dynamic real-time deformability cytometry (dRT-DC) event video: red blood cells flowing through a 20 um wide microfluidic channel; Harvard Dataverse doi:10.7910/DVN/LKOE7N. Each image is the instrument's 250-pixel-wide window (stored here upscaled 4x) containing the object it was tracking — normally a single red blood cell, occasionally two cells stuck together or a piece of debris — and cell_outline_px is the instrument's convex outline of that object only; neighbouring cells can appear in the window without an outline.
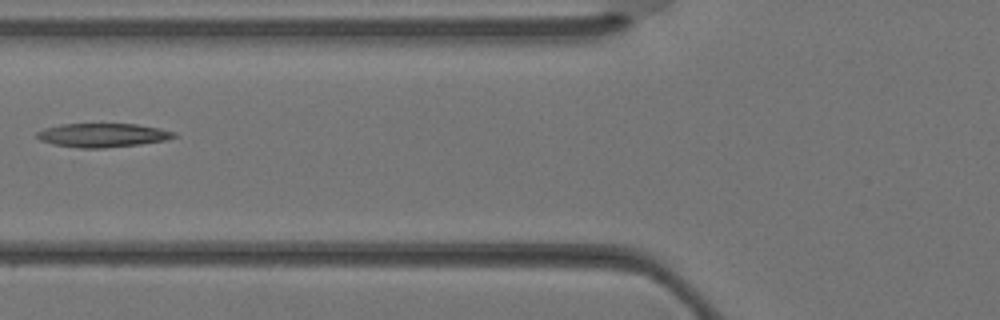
{"species": "Egyptian fruit bat (a non-hibernating species)", "species_latin": "Rousettus aegyptiacus", "temperature_condition": "warm", "stored_images_in_passage": 3, "camera_frame_rate_fps": 3000, "um_per_image_px": 0.085, "animal": {"sex": "female"}, "frame": {"image": 1, "passage_image": 3, "time_ms": 0.667, "image_size_px": [1000, 320], "cell_outline_px": [[180, 136], [164, 140], [140, 144], [104, 148], [80, 148], [52, 144], [40, 140], [36, 136], [36, 132], [44, 128], [60, 124], [136, 124], [160, 128], [176, 132]], "centroid_in_image_um": [8.73, 11.49], "position_along_channel_um": 117.1, "area_um2": 19.13}}